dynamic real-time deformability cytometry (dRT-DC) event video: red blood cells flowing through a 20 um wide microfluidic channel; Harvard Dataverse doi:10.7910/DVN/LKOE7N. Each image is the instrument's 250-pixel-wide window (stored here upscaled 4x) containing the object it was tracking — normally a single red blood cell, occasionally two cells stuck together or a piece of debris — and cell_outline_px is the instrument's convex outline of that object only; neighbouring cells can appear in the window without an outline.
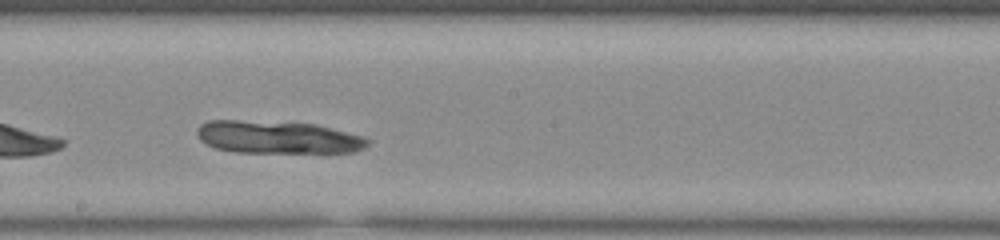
{"species": "common noctule bat (a hibernating species)", "species_latin": "Nyctalus noctula", "temperature_condition": "room temperature", "stored_images_in_passage": 30, "camera_frame_rate_fps": 3000, "um_per_image_px": 0.085, "animal": {"sex": "male", "body_mass_g": 20.0, "forearm_length_mm": 53.3}, "frame": {"image": 1, "passage_image": 13, "time_ms": 4.0, "image_size_px": [1000, 240], "cell_outline_px": [[372, 140], [364, 148], [356, 152], [232, 152], [216, 148], [200, 140], [196, 136], [196, 128], [200, 124], [208, 120], [236, 120], [316, 124], [364, 136]], "centroid_in_image_um": [23.6, 11.66], "position_along_channel_um": 224.6, "area_um2": 32.6}}